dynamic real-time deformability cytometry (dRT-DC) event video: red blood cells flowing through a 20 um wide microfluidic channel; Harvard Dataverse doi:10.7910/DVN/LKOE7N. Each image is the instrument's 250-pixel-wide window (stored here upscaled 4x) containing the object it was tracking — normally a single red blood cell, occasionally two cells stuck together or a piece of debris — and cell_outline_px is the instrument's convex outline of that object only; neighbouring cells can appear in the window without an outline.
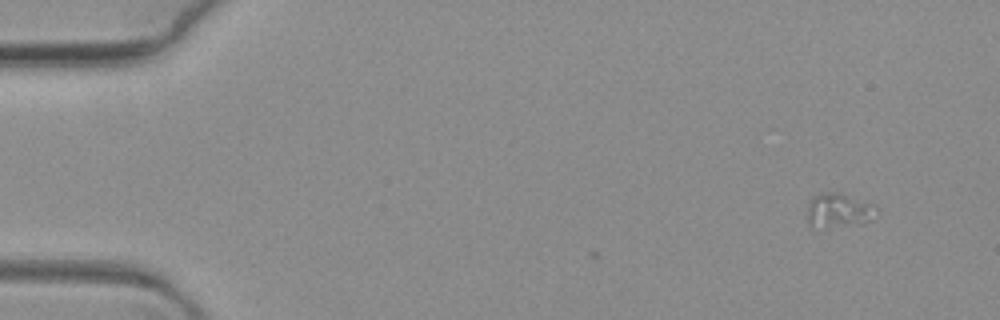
{"species": "common noctule bat (a hibernating species)", "species_latin": "Nyctalus noctula", "temperature_condition": "warm", "stored_images_in_passage": 3, "camera_frame_rate_fps": 3000, "um_per_image_px": 0.085, "animal": {"sex": "female", "body_mass_g": 19.3, "forearm_length_mm": 54.1}, "frame": {"image": 1, "passage_image": 3, "time_ms": 0.667, "image_size_px": [1000, 320], "cell_outline_px": [[876, 216], [872, 220], [864, 224], [812, 228], [808, 224], [808, 204], [816, 196], [824, 192], [840, 192], [872, 204], [876, 208]], "centroid_in_image_um": [71.31, 17.91], "position_along_channel_um": 13.7, "area_um2": 13.87}}